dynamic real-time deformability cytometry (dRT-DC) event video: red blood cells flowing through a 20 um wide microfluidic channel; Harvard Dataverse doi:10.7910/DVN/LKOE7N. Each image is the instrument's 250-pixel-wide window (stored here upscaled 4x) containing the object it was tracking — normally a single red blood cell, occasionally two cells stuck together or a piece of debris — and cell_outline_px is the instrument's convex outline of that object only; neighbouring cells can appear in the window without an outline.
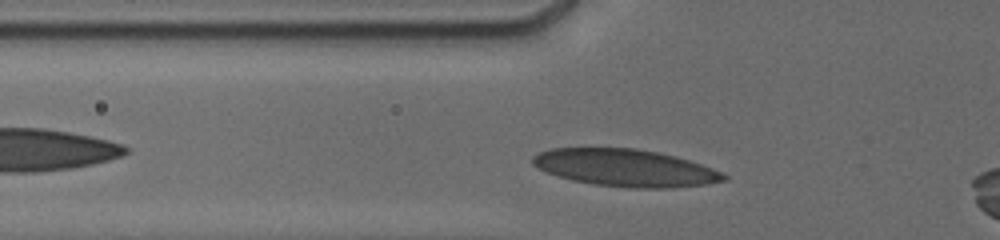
{"species": "human", "species_latin": "Homo sapiens", "temperature_condition": "cold", "stored_images_in_passage": 6, "camera_frame_rate_fps": 3000, "um_per_image_px": 0.085, "donor": {"sex": "male"}, "frame": {"image": 1, "passage_image": 4, "time_ms": 1.333, "image_size_px": [1000, 240], "cell_outline_px": [[728, 180], [708, 184], [668, 188], [628, 188], [592, 184], [572, 180], [556, 176], [532, 164], [532, 156], [540, 152], [552, 148], [636, 148], [676, 156], [712, 168], [728, 176]], "centroid_in_image_um": [53.16, 14.27], "position_along_channel_um": 72.6, "area_um2": 41.44}}